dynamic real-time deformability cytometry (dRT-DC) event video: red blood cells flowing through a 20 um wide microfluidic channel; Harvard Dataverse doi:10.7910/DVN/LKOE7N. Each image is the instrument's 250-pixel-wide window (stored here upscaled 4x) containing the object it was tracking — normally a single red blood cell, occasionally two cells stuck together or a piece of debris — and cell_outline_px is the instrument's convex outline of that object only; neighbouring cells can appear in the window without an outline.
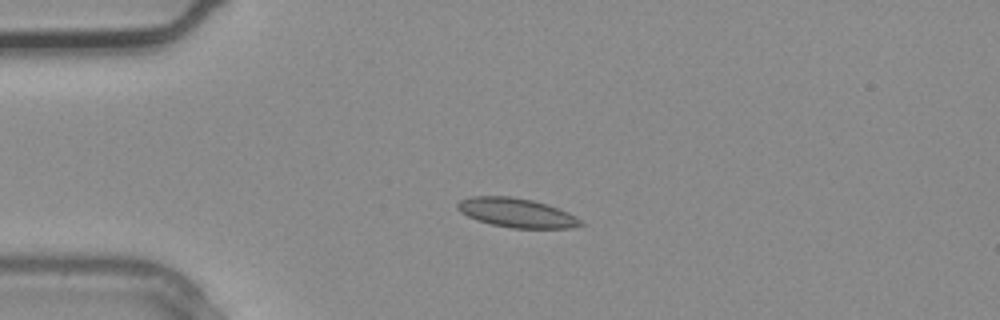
{"species": "common noctule bat (a hibernating species)", "species_latin": "Nyctalus noctula", "temperature_condition": "warm", "stored_images_in_passage": 3, "camera_frame_rate_fps": 3000, "um_per_image_px": 0.085, "animal": {"sex": "male", "body_mass_g": 20.4}, "frame": {"image": 1, "passage_image": 3, "time_ms": 0.667, "image_size_px": [1000, 320], "cell_outline_px": [[584, 224], [572, 228], [512, 228], [492, 224], [476, 220], [460, 212], [456, 208], [456, 204], [460, 200], [472, 196], [512, 196], [532, 200], [568, 212], [576, 216]], "centroid_in_image_um": [43.88, 18.08], "position_along_channel_um": 41.1, "area_um2": 20.87}}